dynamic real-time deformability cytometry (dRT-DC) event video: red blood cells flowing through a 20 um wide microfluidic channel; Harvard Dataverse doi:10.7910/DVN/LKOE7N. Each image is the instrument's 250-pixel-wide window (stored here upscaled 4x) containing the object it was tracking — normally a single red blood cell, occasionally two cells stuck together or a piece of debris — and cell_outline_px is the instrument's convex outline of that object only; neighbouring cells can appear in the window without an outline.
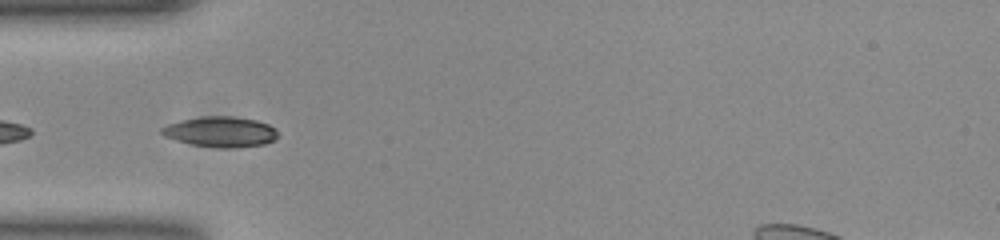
{"species": "common noctule bat (a hibernating species)", "species_latin": "Nyctalus noctula", "temperature_condition": "room temperature", "stored_images_in_passage": 7, "camera_frame_rate_fps": 3000, "um_per_image_px": 0.085, "animal": {"sex": "female", "body_mass_g": 23.0, "forearm_length_mm": 53.4}, "frame": {"image": 1, "passage_image": 3, "time_ms": 0.667, "image_size_px": [1000, 240], "cell_outline_px": [[276, 136], [272, 140], [264, 144], [228, 148], [220, 148], [192, 144], [176, 140], [164, 136], [160, 132], [160, 128], [168, 124], [180, 120], [200, 116], [232, 116], [256, 120], [268, 124], [276, 128]], "centroid_in_image_um": [18.71, 11.19], "position_along_channel_um": 66.3, "area_um2": 20.46}}